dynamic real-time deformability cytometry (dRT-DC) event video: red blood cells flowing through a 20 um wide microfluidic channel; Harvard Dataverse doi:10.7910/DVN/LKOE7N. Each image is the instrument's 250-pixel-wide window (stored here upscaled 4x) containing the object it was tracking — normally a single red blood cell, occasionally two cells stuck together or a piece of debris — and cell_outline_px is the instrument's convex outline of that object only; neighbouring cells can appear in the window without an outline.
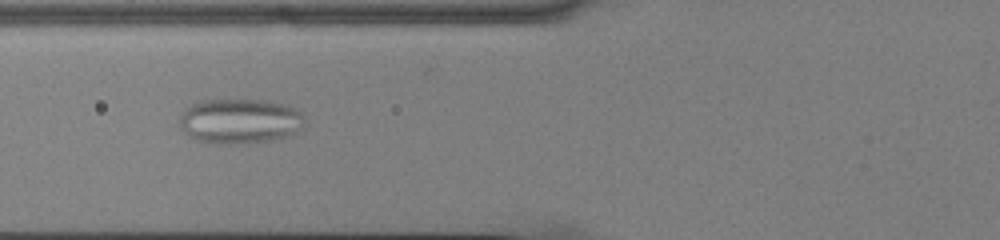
{"species": "common noctule bat (a hibernating species)", "species_latin": "Nyctalus noctula", "temperature_condition": "cold", "stored_images_in_passage": 38, "camera_frame_rate_fps": 3000, "um_per_image_px": 0.085, "animal": {"sex": "male", "body_mass_g": 13.0, "forearm_length_mm": 53.1}, "frame": {"image": 1, "passage_image": 5, "time_ms": 1.333, "image_size_px": [1000, 240], "cell_outline_px": [[304, 128], [296, 132], [284, 136], [268, 140], [244, 144], [228, 144], [196, 140], [188, 136], [180, 128], [180, 116], [184, 108], [200, 100], [264, 100], [296, 108], [304, 116]], "centroid_in_image_um": [20.36, 10.29], "position_along_channel_um": 105.4, "area_um2": 32.77}}
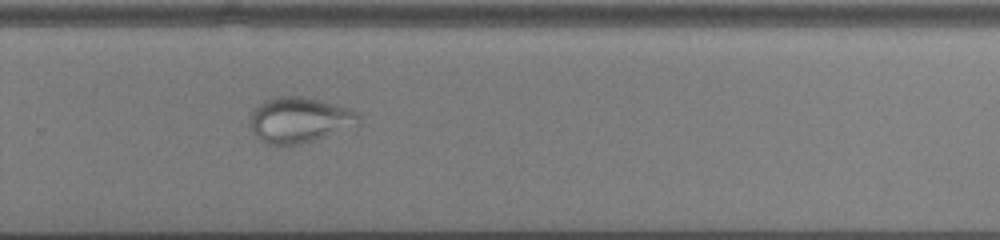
{"frame": {"image": 2, "passage_image": 21, "time_ms": 6.667, "image_size_px": [1000, 240], "cell_outline_px": [[360, 124], [300, 144], [264, 144], [252, 132], [252, 112], [264, 100], [280, 96], [300, 96], [320, 100], [336, 104], [348, 108], [356, 112], [360, 116]], "centroid_in_image_um": [25.46, 10.18], "position_along_channel_um": 304.3, "area_um2": 28.32}}
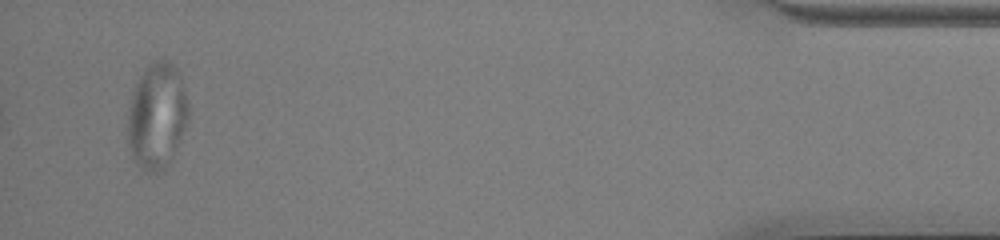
{"frame": {"image": 3, "passage_image": 36, "time_ms": 11.667, "image_size_px": [1000, 240], "cell_outline_px": [[188, 120], [164, 168], [156, 172], [144, 172], [136, 164], [128, 148], [128, 108], [132, 92], [140, 76], [148, 64], [156, 60], [168, 60], [180, 72], [188, 104]], "centroid_in_image_um": [13.3, 9.81], "position_along_channel_um": 421.9, "area_um2": 37.05}}